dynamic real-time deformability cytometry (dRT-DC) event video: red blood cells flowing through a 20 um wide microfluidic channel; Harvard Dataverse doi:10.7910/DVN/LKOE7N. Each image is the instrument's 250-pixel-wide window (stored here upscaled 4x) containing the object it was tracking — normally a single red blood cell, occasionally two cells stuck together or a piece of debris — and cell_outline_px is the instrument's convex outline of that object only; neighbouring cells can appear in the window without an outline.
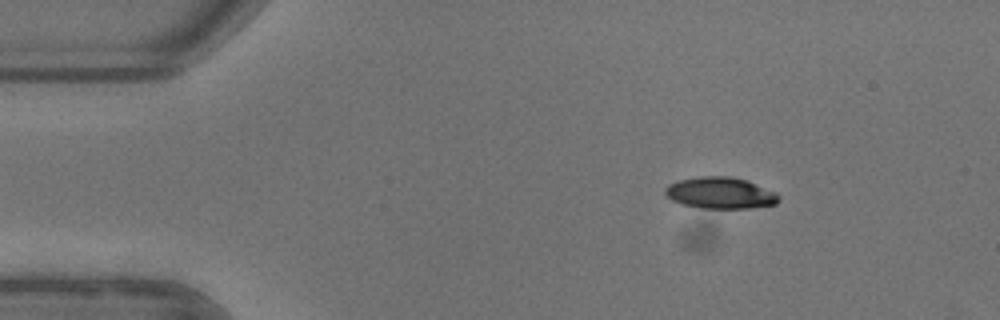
{"species": "common noctule bat (a hibernating species)", "species_latin": "Nyctalus noctula", "temperature_condition": "warm", "stored_images_in_passage": 46, "camera_frame_rate_fps": 3000, "um_per_image_px": 0.085, "animal": {"sex": "female"}, "frame": {"image": 1, "passage_image": 1, "time_ms": 0.0, "image_size_px": [1000, 320], "cell_outline_px": [[780, 200], [776, 204], [748, 208], [700, 208], [680, 204], [672, 200], [664, 192], [664, 188], [668, 184], [680, 180], [700, 176], [728, 176], [744, 180], [776, 192], [780, 196]], "centroid_in_image_um": [61.21, 16.41], "position_along_channel_um": 23.8, "area_um2": 20.75}}
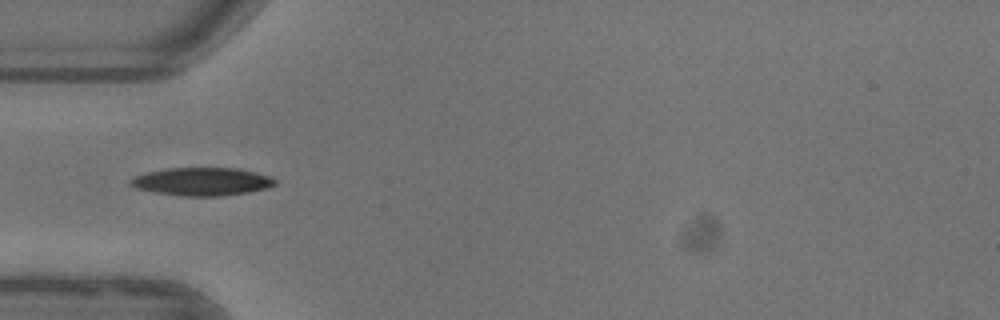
{"frame": {"image": 2, "passage_image": 10, "time_ms": 3.0, "image_size_px": [1000, 320], "cell_outline_px": [[276, 184], [268, 188], [248, 192], [224, 196], [184, 196], [156, 192], [136, 188], [128, 184], [128, 180], [136, 176], [148, 172], [168, 168], [236, 168], [256, 172], [268, 176], [276, 180]], "centroid_in_image_um": [17.18, 15.43], "position_along_channel_um": 67.8, "area_um2": 23.52}}
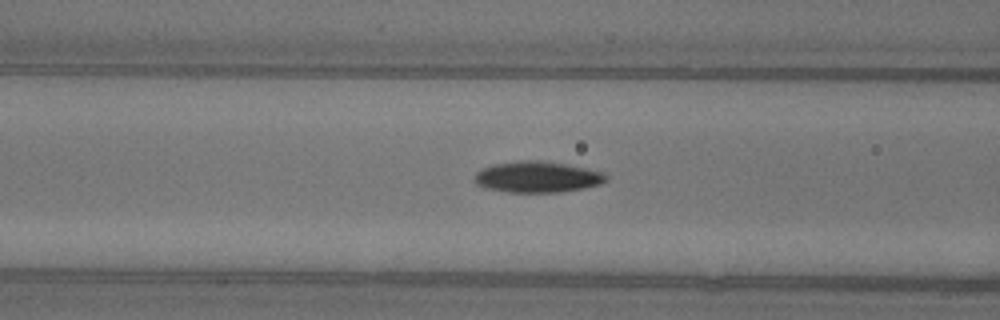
{"frame": {"image": 3, "passage_image": 14, "time_ms": 4.333, "image_size_px": [1000, 320], "cell_outline_px": [[608, 180], [600, 184], [584, 188], [560, 192], [508, 192], [484, 188], [476, 184], [472, 180], [476, 172], [492, 164], [520, 160], [544, 160], [584, 168], [600, 172], [608, 176]], "centroid_in_image_um": [45.62, 15.04], "position_along_channel_um": 121.0, "area_um2": 23.93}, "authors_computed_cell_mechanics": {"area_um2": 22.5131, "velocity_mm_per_s": 3.9239, "shape_relaxation_time_tau1_ms": 3.9978, "shape_relaxation_time_tau2_ms": null, "deformation_change_tau1": 0.1641, "deformation_change_tau2": null}}